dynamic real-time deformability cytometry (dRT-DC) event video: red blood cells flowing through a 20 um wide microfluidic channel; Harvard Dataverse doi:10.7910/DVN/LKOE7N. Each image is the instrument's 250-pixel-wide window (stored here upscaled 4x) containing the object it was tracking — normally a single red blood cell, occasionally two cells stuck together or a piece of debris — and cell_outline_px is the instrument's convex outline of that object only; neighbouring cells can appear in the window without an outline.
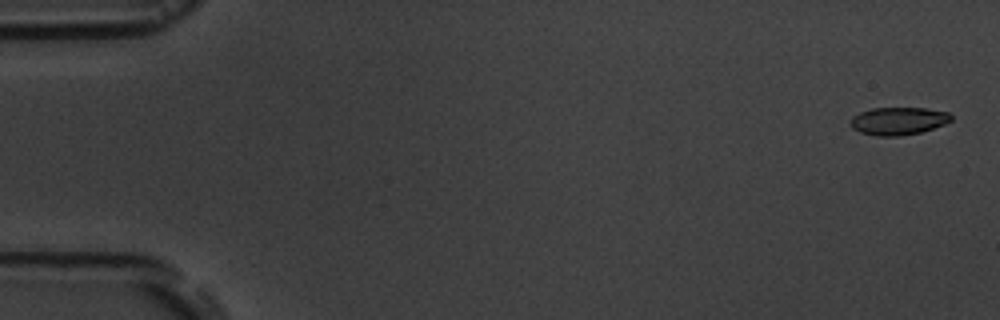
{"species": "common noctule bat (a hibernating species)", "species_latin": "Nyctalus noctula", "temperature_condition": "room temperature", "stored_images_in_passage": 13, "camera_frame_rate_fps": 3000, "um_per_image_px": 0.085, "animal": {"sex": "male", "body_mass_g": 19.5, "forearm_length_mm": 54.6}, "frame": {"image": 1, "passage_image": 1, "time_ms": 0.0, "image_size_px": [1000, 320], "cell_outline_px": [[952, 120], [944, 124], [920, 132], [900, 136], [876, 136], [860, 132], [852, 128], [852, 116], [860, 112], [872, 108], [924, 108], [948, 112], [952, 116]], "centroid_in_image_um": [76.36, 10.28], "position_along_channel_um": 8.6, "area_um2": 16.13}}
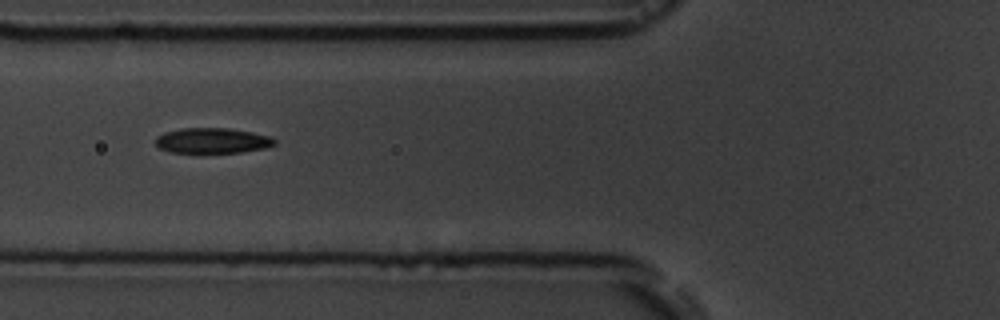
{"frame": {"image": 2, "passage_image": 6, "time_ms": 6.667, "image_size_px": [1000, 320], "cell_outline_px": [[276, 144], [264, 148], [240, 152], [168, 152], [160, 148], [156, 144], [156, 136], [164, 132], [180, 128], [228, 128], [252, 132], [272, 136], [276, 140]], "centroid_in_image_um": [18.06, 11.94], "position_along_channel_um": 107.7, "area_um2": 17.57}}
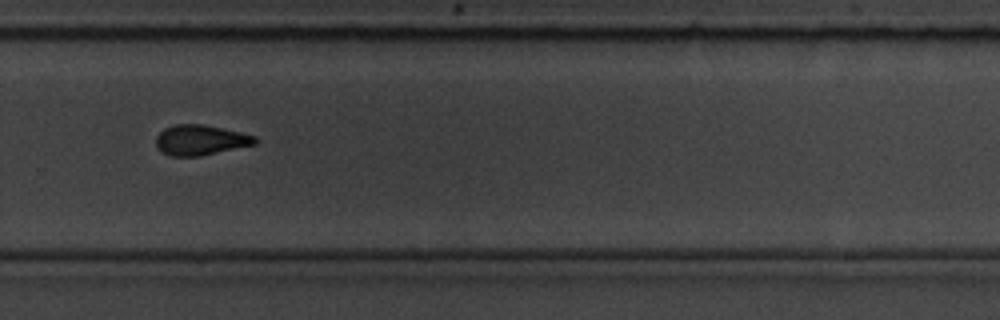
{"frame": {"image": 3, "passage_image": 11, "time_ms": 12.333, "image_size_px": [1000, 320], "cell_outline_px": [[260, 140], [256, 144], [200, 156], [172, 156], [160, 152], [156, 148], [156, 136], [164, 128], [176, 124], [204, 124], [240, 132], [256, 136]], "centroid_in_image_um": [17.04, 11.9], "position_along_channel_um": 312.8, "area_um2": 17.63}, "authors_computed_cell_mechanics": {"area_um2": 17.629, "velocity_mm_per_s": 3.627, "shape_relaxation_time_tau1_ms": 2.5441, "shape_relaxation_time_tau2_ms": 6.2093, "deformation_change_tau1": 0.1219, "deformation_change_tau2": 0.1226}}